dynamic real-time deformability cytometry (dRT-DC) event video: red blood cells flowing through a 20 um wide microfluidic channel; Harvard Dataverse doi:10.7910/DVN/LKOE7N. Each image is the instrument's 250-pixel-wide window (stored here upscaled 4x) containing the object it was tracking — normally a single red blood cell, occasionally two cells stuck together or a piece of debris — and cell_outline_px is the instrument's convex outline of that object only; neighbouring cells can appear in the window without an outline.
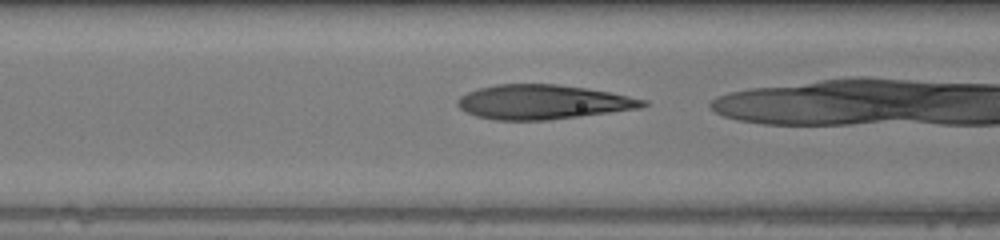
{"species": "human", "species_latin": "Homo sapiens", "temperature_condition": "warm", "stored_images_in_passage": 14, "camera_frame_rate_fps": 3000, "um_per_image_px": 0.085, "donor": {"sex": "female"}, "frame": {"image": 1, "passage_image": 3, "time_ms": 0.667, "image_size_px": [1000, 240], "cell_outline_px": [[648, 104], [640, 108], [580, 116], [548, 120], [496, 120], [476, 116], [464, 112], [456, 104], [456, 100], [460, 96], [468, 92], [480, 88], [496, 84], [556, 84], [588, 88], [648, 100]], "centroid_in_image_um": [46.11, 8.67], "position_along_channel_um": 120.5, "area_um2": 37.17}}
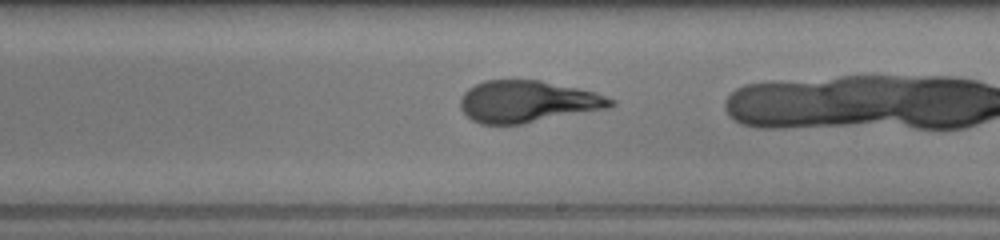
{"frame": {"image": 2, "passage_image": 12, "time_ms": 3.667, "image_size_px": [1000, 240], "cell_outline_px": [[616, 104], [612, 108], [524, 124], [480, 124], [472, 120], [460, 108], [460, 96], [468, 88], [484, 80], [540, 80], [596, 92], [616, 100]], "centroid_in_image_um": [44.88, 8.64], "position_along_channel_um": 244.1, "area_um2": 37.11}}